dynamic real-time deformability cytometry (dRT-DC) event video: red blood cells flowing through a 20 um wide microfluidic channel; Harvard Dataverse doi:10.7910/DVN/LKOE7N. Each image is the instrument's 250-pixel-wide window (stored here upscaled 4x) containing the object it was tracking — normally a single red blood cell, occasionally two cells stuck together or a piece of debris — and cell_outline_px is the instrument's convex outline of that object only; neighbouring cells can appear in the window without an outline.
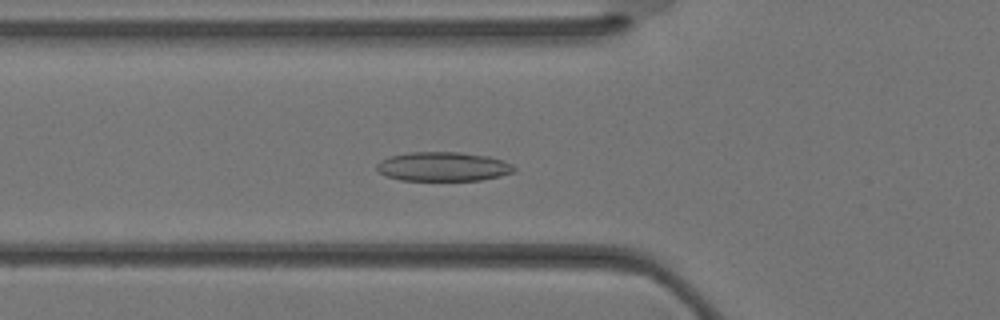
{"species": "Egyptian fruit bat (a non-hibernating species)", "species_latin": "Rousettus aegyptiacus", "temperature_condition": "warm", "stored_images_in_passage": 37, "camera_frame_rate_fps": 3000, "um_per_image_px": 0.085, "animal": {"sex": "female"}, "frame": {"image": 1, "passage_image": 12, "time_ms": 3.667, "image_size_px": [1000, 320], "cell_outline_px": [[516, 172], [500, 176], [480, 180], [400, 180], [388, 176], [380, 172], [376, 168], [376, 164], [380, 160], [388, 156], [408, 152], [460, 152], [488, 156], [512, 164], [516, 168]], "centroid_in_image_um": [37.66, 14.15], "position_along_channel_um": 88.1, "area_um2": 23.41}}
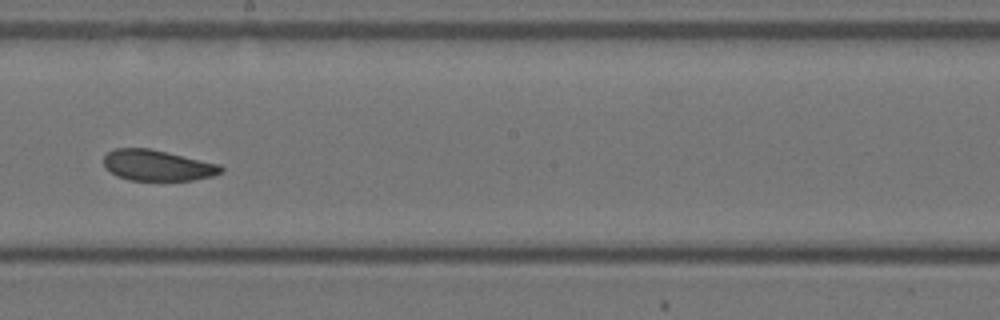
{"frame": {"image": 2, "passage_image": 20, "time_ms": 6.333, "image_size_px": [1000, 320], "cell_outline_px": [[224, 172], [212, 176], [192, 180], [128, 180], [116, 176], [104, 168], [104, 156], [108, 152], [116, 148], [152, 148], [220, 164], [224, 168]], "centroid_in_image_um": [13.38, 14.05], "position_along_channel_um": 234.8, "area_um2": 21.33}}
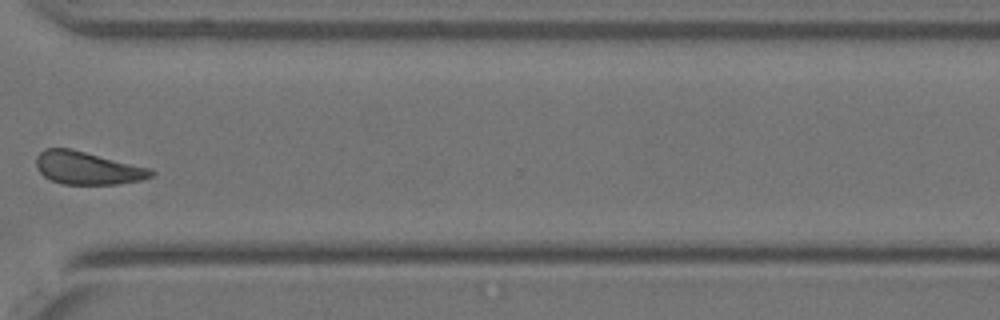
{"frame": {"image": 3, "passage_image": 27, "time_ms": 8.667, "image_size_px": [1000, 320], "cell_outline_px": [[156, 172], [152, 176], [140, 180], [116, 184], [64, 184], [52, 180], [44, 176], [36, 168], [36, 156], [44, 148], [72, 148], [152, 168]], "centroid_in_image_um": [7.45, 14.26], "position_along_channel_um": 363.2, "area_um2": 22.2}}